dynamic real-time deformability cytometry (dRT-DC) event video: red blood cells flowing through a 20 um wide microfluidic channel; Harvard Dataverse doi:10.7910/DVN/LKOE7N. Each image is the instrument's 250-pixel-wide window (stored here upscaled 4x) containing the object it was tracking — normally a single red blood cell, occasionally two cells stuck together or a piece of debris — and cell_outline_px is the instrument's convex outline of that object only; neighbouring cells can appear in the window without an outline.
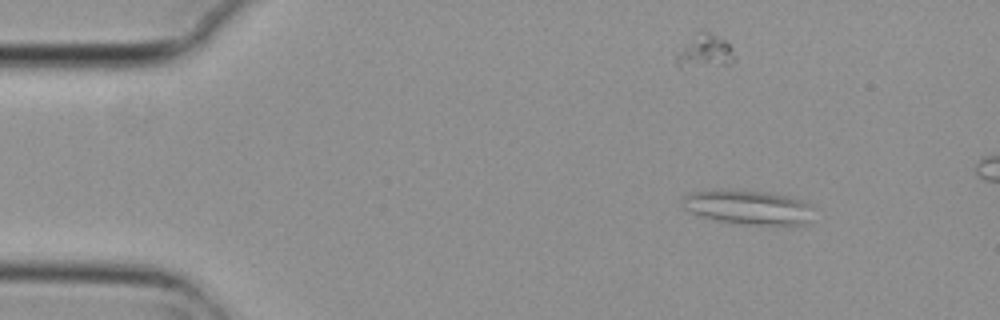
{"species": "common noctule bat (a hibernating species)", "species_latin": "Nyctalus noctula", "temperature_condition": "cold", "stored_images_in_passage": 9, "camera_frame_rate_fps": 3000, "um_per_image_px": 0.085, "animal": {"sex": "female", "body_mass_g": 29.2, "forearm_length_mm": 56.3}, "frame": {"image": 1, "passage_image": 2, "time_ms": 0.333, "image_size_px": [1000, 320], "cell_outline_px": [[812, 208], [808, 224], [756, 224], [720, 220], [704, 216], [692, 212], [684, 208], [680, 204], [680, 200], [688, 192], [716, 188], [720, 188], [764, 192], [788, 196], [812, 204]], "centroid_in_image_um": [63.53, 17.57], "position_along_channel_um": 21.5, "area_um2": 26.07}}